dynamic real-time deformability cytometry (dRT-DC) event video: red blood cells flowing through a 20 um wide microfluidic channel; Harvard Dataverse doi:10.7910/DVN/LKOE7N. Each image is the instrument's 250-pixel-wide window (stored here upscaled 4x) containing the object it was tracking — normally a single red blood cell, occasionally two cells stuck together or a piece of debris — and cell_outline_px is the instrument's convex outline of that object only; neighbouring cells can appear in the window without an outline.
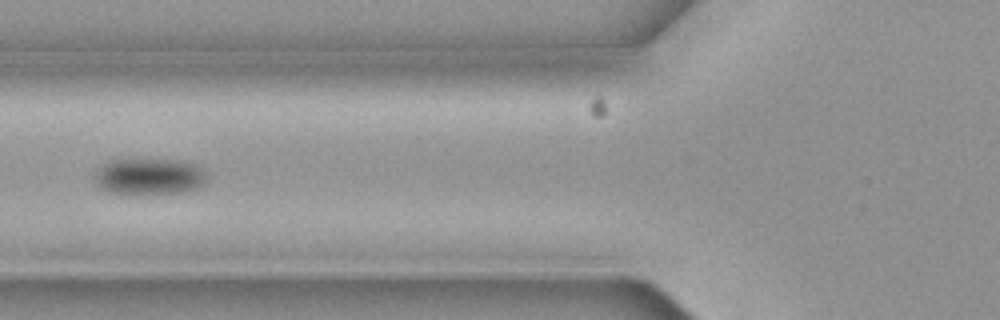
{"species": "common noctule bat (a hibernating species)", "species_latin": "Nyctalus noctula", "temperature_condition": "cold", "stored_images_in_passage": 6, "camera_frame_rate_fps": 3000, "um_per_image_px": 0.085, "animal": {"sex": "female", "body_mass_g": 19.3, "forearm_length_mm": 54.1}, "frame": {"image": 1, "passage_image": 6, "time_ms": 1.667, "image_size_px": [1000, 320], "cell_outline_px": [[208, 176], [204, 184], [196, 188], [184, 192], [156, 196], [128, 196], [108, 192], [92, 176], [104, 164], [112, 160], [184, 160], [196, 164]], "centroid_in_image_um": [12.73, 15.06], "position_along_channel_um": 113.1, "area_um2": 24.51}}